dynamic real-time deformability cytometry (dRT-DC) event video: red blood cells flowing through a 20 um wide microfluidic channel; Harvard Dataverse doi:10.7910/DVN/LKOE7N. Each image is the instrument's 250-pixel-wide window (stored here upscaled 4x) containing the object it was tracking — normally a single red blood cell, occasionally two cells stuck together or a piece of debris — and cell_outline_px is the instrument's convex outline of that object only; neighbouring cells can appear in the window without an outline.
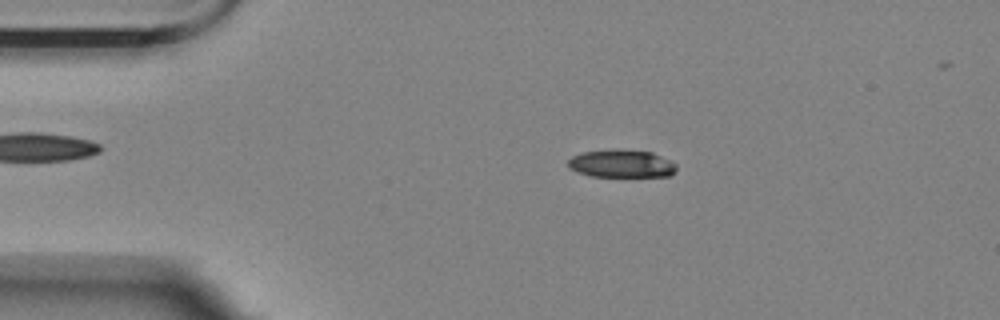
{"species": "Egyptian fruit bat (a non-hibernating species)", "species_latin": "Rousettus aegyptiacus", "temperature_condition": "room temperature", "stored_images_in_passage": 52, "camera_frame_rate_fps": 3000, "um_per_image_px": 0.085, "animal": {"sex": "female"}, "frame": {"image": 1, "passage_image": 8, "time_ms": 2.333, "image_size_px": [1000, 320], "cell_outline_px": [[676, 172], [668, 176], [592, 176], [568, 168], [568, 160], [572, 156], [584, 152], [616, 148], [652, 152], [672, 160], [676, 164]], "centroid_in_image_um": [52.86, 13.89], "position_along_channel_um": 32.1, "area_um2": 17.69}}
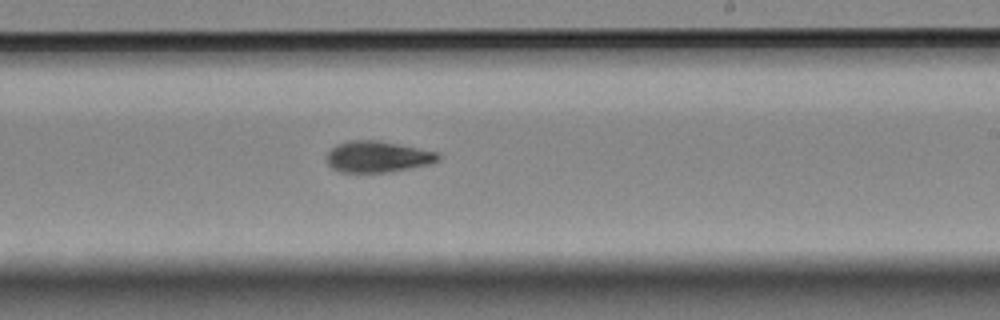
{"frame": {"image": 2, "passage_image": 31, "time_ms": 10.0, "image_size_px": [1000, 320], "cell_outline_px": [[440, 160], [432, 164], [388, 172], [336, 172], [328, 164], [328, 152], [332, 148], [348, 140], [376, 140], [436, 152], [440, 156]], "centroid_in_image_um": [32.1, 13.34], "position_along_channel_um": 256.9, "area_um2": 20.06}}
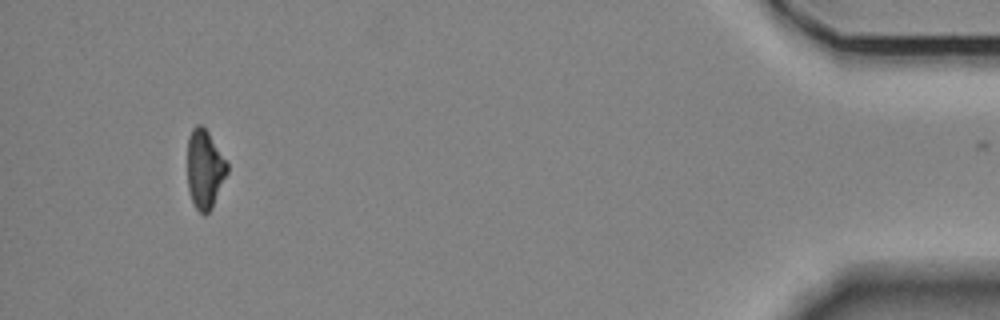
{"frame": {"image": 3, "passage_image": 51, "time_ms": 16.667, "image_size_px": [1000, 320], "cell_outline_px": [[228, 172], [212, 208], [204, 216], [196, 208], [192, 200], [188, 188], [188, 136], [192, 128], [196, 124], [200, 124], [208, 132], [228, 164]], "centroid_in_image_um": [17.4, 14.38], "position_along_channel_um": 417.8, "area_um2": 18.15}, "authors_computed_cell_mechanics": {"area_um2": 19.5364, "velocity_mm_per_s": 3.4784, "shape_relaxation_time_tau1_ms": null, "shape_relaxation_time_tau2_ms": 6.0665, "deformation_change_tau1": null, "deformation_change_tau2": 0.1309}}